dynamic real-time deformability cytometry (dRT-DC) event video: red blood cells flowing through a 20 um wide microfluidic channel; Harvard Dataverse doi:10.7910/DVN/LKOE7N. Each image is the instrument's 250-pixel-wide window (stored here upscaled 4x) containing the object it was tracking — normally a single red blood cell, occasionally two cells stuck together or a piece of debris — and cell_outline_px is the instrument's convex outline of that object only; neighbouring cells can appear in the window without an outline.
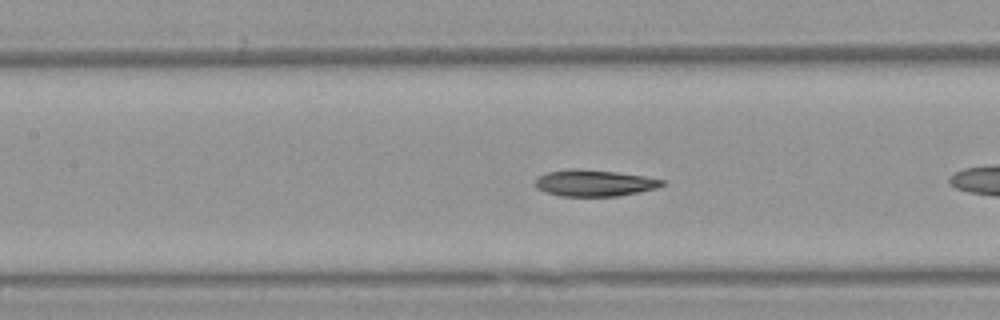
{"species": "Egyptian fruit bat (a non-hibernating species)", "species_latin": "Rousettus aegyptiacus", "temperature_condition": "warm", "stored_images_in_passage": 9, "camera_frame_rate_fps": 3000, "um_per_image_px": 0.085, "animal": {"sex": "female"}, "frame": {"image": 1, "passage_image": 8, "time_ms": 2.333, "image_size_px": [1000, 320], "cell_outline_px": [[664, 184], [656, 188], [640, 192], [616, 196], [560, 196], [544, 192], [536, 188], [536, 176], [548, 172], [568, 168], [576, 168], [616, 172], [644, 176], [664, 180]], "centroid_in_image_um": [50.47, 15.55], "position_along_channel_um": 156.9, "area_um2": 19.65}}